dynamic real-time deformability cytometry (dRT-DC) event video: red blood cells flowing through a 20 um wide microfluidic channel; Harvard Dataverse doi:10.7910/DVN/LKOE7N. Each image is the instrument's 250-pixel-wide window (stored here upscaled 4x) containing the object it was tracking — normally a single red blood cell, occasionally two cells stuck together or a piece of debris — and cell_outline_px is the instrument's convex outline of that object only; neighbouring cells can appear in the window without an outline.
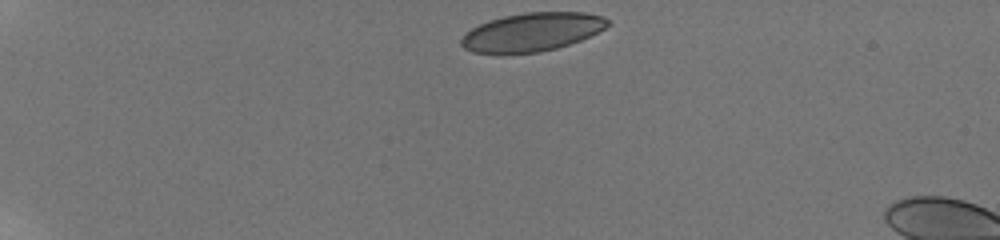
{"species": "human", "species_latin": "Homo sapiens", "temperature_condition": "room temperature", "stored_images_in_passage": 13, "camera_frame_rate_fps": 3000, "um_per_image_px": 0.085, "donor": {"sex": "male"}, "frame": {"image": 1, "passage_image": 1, "time_ms": 0.0, "image_size_px": [1000, 240], "cell_outline_px": [[612, 24], [580, 40], [556, 48], [540, 52], [500, 56], [472, 52], [464, 48], [460, 44], [460, 40], [464, 32], [488, 20], [504, 16], [524, 12], [584, 12], [604, 16]], "centroid_in_image_um": [45.15, 2.75], "position_along_channel_um": 39.9, "area_um2": 33.52}}
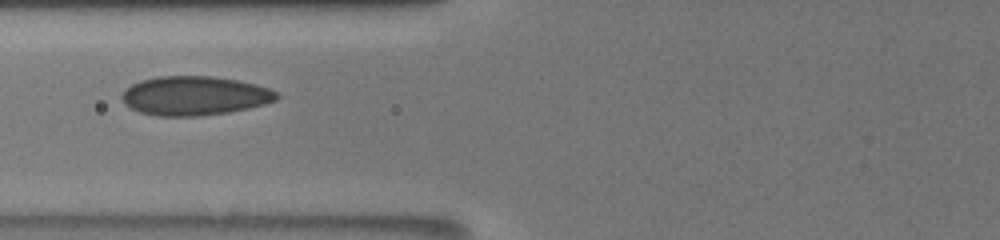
{"frame": {"image": 2, "passage_image": 6, "time_ms": 4.0, "image_size_px": [1000, 240], "cell_outline_px": [[280, 96], [276, 100], [264, 104], [248, 108], [228, 112], [196, 116], [156, 116], [140, 112], [124, 104], [120, 96], [132, 84], [140, 80], [156, 76], [212, 76], [236, 80], [256, 84], [268, 88], [276, 92]], "centroid_in_image_um": [16.52, 8.13], "position_along_channel_um": 109.3, "area_um2": 35.2}}